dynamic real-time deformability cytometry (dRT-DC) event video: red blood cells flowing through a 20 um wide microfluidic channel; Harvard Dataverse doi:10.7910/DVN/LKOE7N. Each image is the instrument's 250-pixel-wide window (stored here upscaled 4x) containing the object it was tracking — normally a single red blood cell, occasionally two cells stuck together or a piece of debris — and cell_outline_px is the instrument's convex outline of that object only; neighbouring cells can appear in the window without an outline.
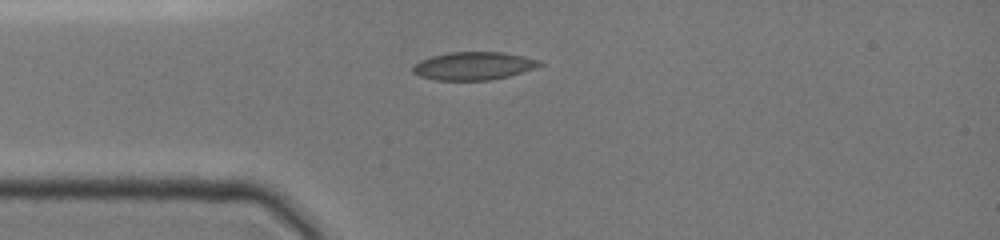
{"species": "common noctule bat (a hibernating species)", "species_latin": "Nyctalus noctula", "temperature_condition": "cold", "stored_images_in_passage": 10, "camera_frame_rate_fps": 3000, "um_per_image_px": 0.085, "animal": {"sex": "female", "body_mass_g": 19.0, "forearm_length_mm": 51.5}, "frame": {"image": 1, "passage_image": 1, "time_ms": 0.0, "image_size_px": [1000, 240], "cell_outline_px": [[544, 64], [536, 68], [508, 76], [488, 80], [436, 80], [420, 76], [412, 72], [412, 64], [420, 60], [432, 56], [448, 52], [504, 52], [540, 60]], "centroid_in_image_um": [40.24, 5.6], "position_along_channel_um": 44.8, "area_um2": 20.75}}
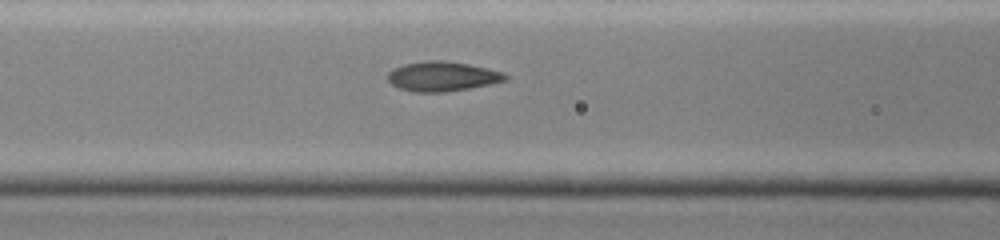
{"frame": {"image": 2, "passage_image": 4, "time_ms": 2.333, "image_size_px": [1000, 240], "cell_outline_px": [[508, 80], [468, 88], [444, 92], [416, 92], [400, 88], [392, 84], [384, 76], [392, 68], [404, 64], [424, 60], [448, 60], [488, 68], [504, 72], [508, 76]], "centroid_in_image_um": [37.57, 6.47], "position_along_channel_um": 129.0, "area_um2": 20.52}}
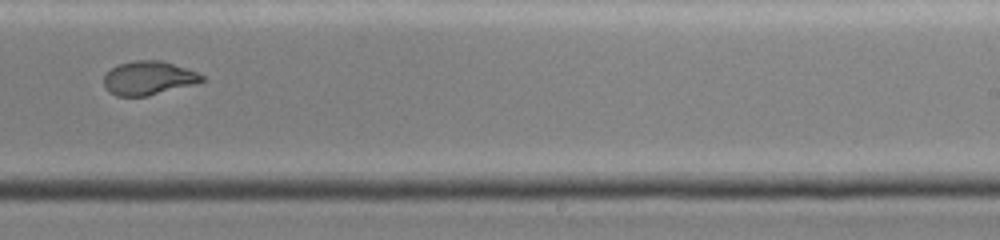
{"frame": {"image": 3, "passage_image": 9, "time_ms": 6.0, "image_size_px": [1000, 240], "cell_outline_px": [[208, 80], [148, 96], [116, 96], [108, 92], [104, 84], [104, 76], [112, 68], [120, 64], [136, 60], [160, 60], [196, 72], [204, 76]], "centroid_in_image_um": [12.61, 6.65], "position_along_channel_um": 276.4, "area_um2": 19.07}}